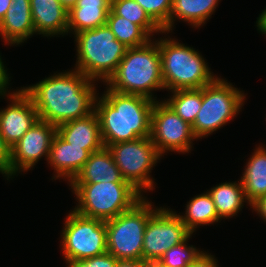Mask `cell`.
Returning a JSON list of instances; mask_svg holds the SVG:
<instances>
[{"mask_svg":"<svg viewBox=\"0 0 266 267\" xmlns=\"http://www.w3.org/2000/svg\"><path fill=\"white\" fill-rule=\"evenodd\" d=\"M93 81L75 69L55 74L22 90L31 98L39 119L57 127L95 111L97 95Z\"/></svg>","mask_w":266,"mask_h":267,"instance_id":"cell-1","label":"cell"},{"mask_svg":"<svg viewBox=\"0 0 266 267\" xmlns=\"http://www.w3.org/2000/svg\"><path fill=\"white\" fill-rule=\"evenodd\" d=\"M105 92L101 99L96 97L95 100V112L99 119L104 147L117 142L150 137L151 114L155 100L109 88Z\"/></svg>","mask_w":266,"mask_h":267,"instance_id":"cell-2","label":"cell"},{"mask_svg":"<svg viewBox=\"0 0 266 267\" xmlns=\"http://www.w3.org/2000/svg\"><path fill=\"white\" fill-rule=\"evenodd\" d=\"M156 42V43H155ZM128 48L115 72L106 81L109 89L153 99L151 91L165 89L158 42Z\"/></svg>","mask_w":266,"mask_h":267,"instance_id":"cell-3","label":"cell"},{"mask_svg":"<svg viewBox=\"0 0 266 267\" xmlns=\"http://www.w3.org/2000/svg\"><path fill=\"white\" fill-rule=\"evenodd\" d=\"M75 39L78 52L76 70L94 81L99 78L106 83L128 49L106 24L80 31L75 34Z\"/></svg>","mask_w":266,"mask_h":267,"instance_id":"cell-4","label":"cell"},{"mask_svg":"<svg viewBox=\"0 0 266 267\" xmlns=\"http://www.w3.org/2000/svg\"><path fill=\"white\" fill-rule=\"evenodd\" d=\"M70 186L79 201L74 211L102 221L117 217L143 198L129 182L70 183Z\"/></svg>","mask_w":266,"mask_h":267,"instance_id":"cell-5","label":"cell"},{"mask_svg":"<svg viewBox=\"0 0 266 267\" xmlns=\"http://www.w3.org/2000/svg\"><path fill=\"white\" fill-rule=\"evenodd\" d=\"M158 47L164 88L171 91L200 89L217 78L211 73L204 58L193 48L171 38H161Z\"/></svg>","mask_w":266,"mask_h":267,"instance_id":"cell-6","label":"cell"},{"mask_svg":"<svg viewBox=\"0 0 266 267\" xmlns=\"http://www.w3.org/2000/svg\"><path fill=\"white\" fill-rule=\"evenodd\" d=\"M144 197L131 209L105 221L107 251L116 259L143 261L144 231L156 211Z\"/></svg>","mask_w":266,"mask_h":267,"instance_id":"cell-7","label":"cell"},{"mask_svg":"<svg viewBox=\"0 0 266 267\" xmlns=\"http://www.w3.org/2000/svg\"><path fill=\"white\" fill-rule=\"evenodd\" d=\"M242 91L216 78L202 87V104L192 130L196 138L208 136L234 118L244 102Z\"/></svg>","mask_w":266,"mask_h":267,"instance_id":"cell-8","label":"cell"},{"mask_svg":"<svg viewBox=\"0 0 266 267\" xmlns=\"http://www.w3.org/2000/svg\"><path fill=\"white\" fill-rule=\"evenodd\" d=\"M62 232L63 254L67 263L107 252L106 223L74 210L66 218Z\"/></svg>","mask_w":266,"mask_h":267,"instance_id":"cell-9","label":"cell"},{"mask_svg":"<svg viewBox=\"0 0 266 267\" xmlns=\"http://www.w3.org/2000/svg\"><path fill=\"white\" fill-rule=\"evenodd\" d=\"M107 148L126 181L140 192L142 189L153 190L154 181L149 174L162 155L150 137L117 142Z\"/></svg>","mask_w":266,"mask_h":267,"instance_id":"cell-10","label":"cell"},{"mask_svg":"<svg viewBox=\"0 0 266 267\" xmlns=\"http://www.w3.org/2000/svg\"><path fill=\"white\" fill-rule=\"evenodd\" d=\"M192 232L179 215L166 208H157L149 217L144 231L143 261L160 260L172 247L189 240Z\"/></svg>","mask_w":266,"mask_h":267,"instance_id":"cell-11","label":"cell"},{"mask_svg":"<svg viewBox=\"0 0 266 267\" xmlns=\"http://www.w3.org/2000/svg\"><path fill=\"white\" fill-rule=\"evenodd\" d=\"M150 138L162 155L167 151L189 152L196 139L192 126L164 101H155L151 114Z\"/></svg>","mask_w":266,"mask_h":267,"instance_id":"cell-12","label":"cell"},{"mask_svg":"<svg viewBox=\"0 0 266 267\" xmlns=\"http://www.w3.org/2000/svg\"><path fill=\"white\" fill-rule=\"evenodd\" d=\"M55 134L56 126L39 119L11 148V176L31 169L44 155L48 160Z\"/></svg>","mask_w":266,"mask_h":267,"instance_id":"cell-13","label":"cell"},{"mask_svg":"<svg viewBox=\"0 0 266 267\" xmlns=\"http://www.w3.org/2000/svg\"><path fill=\"white\" fill-rule=\"evenodd\" d=\"M11 104L0 111V135L12 148L39 120L31 98L20 89L11 93Z\"/></svg>","mask_w":266,"mask_h":267,"instance_id":"cell-14","label":"cell"},{"mask_svg":"<svg viewBox=\"0 0 266 267\" xmlns=\"http://www.w3.org/2000/svg\"><path fill=\"white\" fill-rule=\"evenodd\" d=\"M56 133L72 146L82 147L90 153L104 147L100 134V123L95 111L84 118L57 126Z\"/></svg>","mask_w":266,"mask_h":267,"instance_id":"cell-15","label":"cell"},{"mask_svg":"<svg viewBox=\"0 0 266 267\" xmlns=\"http://www.w3.org/2000/svg\"><path fill=\"white\" fill-rule=\"evenodd\" d=\"M90 152L82 147L72 146L64 141L57 133L53 137L48 156V163L56 171L54 177H65L71 182L79 173L86 161L89 159Z\"/></svg>","mask_w":266,"mask_h":267,"instance_id":"cell-16","label":"cell"},{"mask_svg":"<svg viewBox=\"0 0 266 267\" xmlns=\"http://www.w3.org/2000/svg\"><path fill=\"white\" fill-rule=\"evenodd\" d=\"M35 33L44 36L68 34V11L59 0H30Z\"/></svg>","mask_w":266,"mask_h":267,"instance_id":"cell-17","label":"cell"},{"mask_svg":"<svg viewBox=\"0 0 266 267\" xmlns=\"http://www.w3.org/2000/svg\"><path fill=\"white\" fill-rule=\"evenodd\" d=\"M0 35L7 44H21L35 33L30 0H12L0 22Z\"/></svg>","mask_w":266,"mask_h":267,"instance_id":"cell-18","label":"cell"},{"mask_svg":"<svg viewBox=\"0 0 266 267\" xmlns=\"http://www.w3.org/2000/svg\"><path fill=\"white\" fill-rule=\"evenodd\" d=\"M128 182L107 147L90 154L85 165L70 183Z\"/></svg>","mask_w":266,"mask_h":267,"instance_id":"cell-19","label":"cell"},{"mask_svg":"<svg viewBox=\"0 0 266 267\" xmlns=\"http://www.w3.org/2000/svg\"><path fill=\"white\" fill-rule=\"evenodd\" d=\"M111 0H78L68 11V32L78 33L105 25L110 12Z\"/></svg>","mask_w":266,"mask_h":267,"instance_id":"cell-20","label":"cell"},{"mask_svg":"<svg viewBox=\"0 0 266 267\" xmlns=\"http://www.w3.org/2000/svg\"><path fill=\"white\" fill-rule=\"evenodd\" d=\"M241 183L245 197L251 206L260 197L266 195V149L256 148L244 169Z\"/></svg>","mask_w":266,"mask_h":267,"instance_id":"cell-21","label":"cell"},{"mask_svg":"<svg viewBox=\"0 0 266 267\" xmlns=\"http://www.w3.org/2000/svg\"><path fill=\"white\" fill-rule=\"evenodd\" d=\"M219 0H172L169 31L176 18L200 27L214 13Z\"/></svg>","mask_w":266,"mask_h":267,"instance_id":"cell-22","label":"cell"},{"mask_svg":"<svg viewBox=\"0 0 266 267\" xmlns=\"http://www.w3.org/2000/svg\"><path fill=\"white\" fill-rule=\"evenodd\" d=\"M208 193L215 204L219 219L237 214L243 208V203L247 200L241 180L239 183H221L211 188Z\"/></svg>","mask_w":266,"mask_h":267,"instance_id":"cell-23","label":"cell"},{"mask_svg":"<svg viewBox=\"0 0 266 267\" xmlns=\"http://www.w3.org/2000/svg\"><path fill=\"white\" fill-rule=\"evenodd\" d=\"M186 209L185 216L179 215V217L192 233L198 225L212 224L220 220L208 191L190 200Z\"/></svg>","mask_w":266,"mask_h":267,"instance_id":"cell-24","label":"cell"},{"mask_svg":"<svg viewBox=\"0 0 266 267\" xmlns=\"http://www.w3.org/2000/svg\"><path fill=\"white\" fill-rule=\"evenodd\" d=\"M106 25L115 38L127 48L139 47L150 41V37L139 25L114 14L108 13Z\"/></svg>","mask_w":266,"mask_h":267,"instance_id":"cell-25","label":"cell"},{"mask_svg":"<svg viewBox=\"0 0 266 267\" xmlns=\"http://www.w3.org/2000/svg\"><path fill=\"white\" fill-rule=\"evenodd\" d=\"M171 99L165 102L191 126L194 124L202 104V88L200 89H178L172 91Z\"/></svg>","mask_w":266,"mask_h":267,"instance_id":"cell-26","label":"cell"},{"mask_svg":"<svg viewBox=\"0 0 266 267\" xmlns=\"http://www.w3.org/2000/svg\"><path fill=\"white\" fill-rule=\"evenodd\" d=\"M110 10L114 14L139 25L149 36L155 32H163L135 0H111Z\"/></svg>","mask_w":266,"mask_h":267,"instance_id":"cell-27","label":"cell"},{"mask_svg":"<svg viewBox=\"0 0 266 267\" xmlns=\"http://www.w3.org/2000/svg\"><path fill=\"white\" fill-rule=\"evenodd\" d=\"M148 16L163 30L169 32V19L172 0H135Z\"/></svg>","mask_w":266,"mask_h":267,"instance_id":"cell-28","label":"cell"},{"mask_svg":"<svg viewBox=\"0 0 266 267\" xmlns=\"http://www.w3.org/2000/svg\"><path fill=\"white\" fill-rule=\"evenodd\" d=\"M184 241L177 246L170 248L159 260L168 267H188L197 257L202 254L196 247L187 246Z\"/></svg>","mask_w":266,"mask_h":267,"instance_id":"cell-29","label":"cell"},{"mask_svg":"<svg viewBox=\"0 0 266 267\" xmlns=\"http://www.w3.org/2000/svg\"><path fill=\"white\" fill-rule=\"evenodd\" d=\"M117 261L118 259L107 251L98 256L67 263V265L68 267H115Z\"/></svg>","mask_w":266,"mask_h":267,"instance_id":"cell-30","label":"cell"},{"mask_svg":"<svg viewBox=\"0 0 266 267\" xmlns=\"http://www.w3.org/2000/svg\"><path fill=\"white\" fill-rule=\"evenodd\" d=\"M0 172L11 177V148L0 135ZM10 176V177H9Z\"/></svg>","mask_w":266,"mask_h":267,"instance_id":"cell-31","label":"cell"},{"mask_svg":"<svg viewBox=\"0 0 266 267\" xmlns=\"http://www.w3.org/2000/svg\"><path fill=\"white\" fill-rule=\"evenodd\" d=\"M188 267H217V262L211 254L202 252Z\"/></svg>","mask_w":266,"mask_h":267,"instance_id":"cell-32","label":"cell"},{"mask_svg":"<svg viewBox=\"0 0 266 267\" xmlns=\"http://www.w3.org/2000/svg\"><path fill=\"white\" fill-rule=\"evenodd\" d=\"M7 70L4 68L3 62L0 57V95H4L6 91V86L9 83Z\"/></svg>","mask_w":266,"mask_h":267,"instance_id":"cell-33","label":"cell"},{"mask_svg":"<svg viewBox=\"0 0 266 267\" xmlns=\"http://www.w3.org/2000/svg\"><path fill=\"white\" fill-rule=\"evenodd\" d=\"M251 206L266 221V195L260 197Z\"/></svg>","mask_w":266,"mask_h":267,"instance_id":"cell-34","label":"cell"},{"mask_svg":"<svg viewBox=\"0 0 266 267\" xmlns=\"http://www.w3.org/2000/svg\"><path fill=\"white\" fill-rule=\"evenodd\" d=\"M115 267H148V263L141 260L118 259Z\"/></svg>","mask_w":266,"mask_h":267,"instance_id":"cell-35","label":"cell"},{"mask_svg":"<svg viewBox=\"0 0 266 267\" xmlns=\"http://www.w3.org/2000/svg\"><path fill=\"white\" fill-rule=\"evenodd\" d=\"M257 27L258 30L266 35V9L261 13V15L257 18Z\"/></svg>","mask_w":266,"mask_h":267,"instance_id":"cell-36","label":"cell"},{"mask_svg":"<svg viewBox=\"0 0 266 267\" xmlns=\"http://www.w3.org/2000/svg\"><path fill=\"white\" fill-rule=\"evenodd\" d=\"M12 0H0V22L4 18L7 10L11 7Z\"/></svg>","mask_w":266,"mask_h":267,"instance_id":"cell-37","label":"cell"},{"mask_svg":"<svg viewBox=\"0 0 266 267\" xmlns=\"http://www.w3.org/2000/svg\"><path fill=\"white\" fill-rule=\"evenodd\" d=\"M59 1L67 11L73 8L78 2V0H59Z\"/></svg>","mask_w":266,"mask_h":267,"instance_id":"cell-38","label":"cell"},{"mask_svg":"<svg viewBox=\"0 0 266 267\" xmlns=\"http://www.w3.org/2000/svg\"><path fill=\"white\" fill-rule=\"evenodd\" d=\"M148 267H168L162 264L159 260L148 262Z\"/></svg>","mask_w":266,"mask_h":267,"instance_id":"cell-39","label":"cell"}]
</instances>
